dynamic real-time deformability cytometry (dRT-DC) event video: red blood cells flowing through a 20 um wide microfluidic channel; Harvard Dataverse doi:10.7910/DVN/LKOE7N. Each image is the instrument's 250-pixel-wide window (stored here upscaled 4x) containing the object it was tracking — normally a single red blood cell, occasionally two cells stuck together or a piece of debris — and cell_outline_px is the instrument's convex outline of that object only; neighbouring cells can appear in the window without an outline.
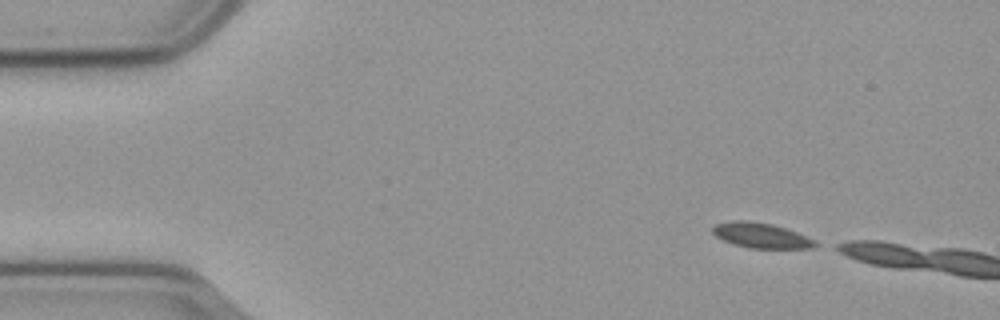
{"species": "common noctule bat (a hibernating species)", "species_latin": "Nyctalus noctula", "temperature_condition": "cold", "stored_images_in_passage": 3, "camera_frame_rate_fps": 3000, "um_per_image_px": 0.085, "animal": {"sex": "male", "body_mass_g": 23.1, "forearm_length_mm": 52.7}, "frame": {"image": 1, "passage_image": 1, "time_ms": 0.0, "image_size_px": [1000, 320], "cell_outline_px": [[820, 244], [812, 248], [748, 248], [732, 244], [716, 236], [712, 232], [712, 228], [716, 224], [732, 220], [744, 220], [772, 224], [796, 232], [816, 240]], "centroid_in_image_um": [64.7, 20.02], "position_along_channel_um": 20.3, "area_um2": 15.03}}